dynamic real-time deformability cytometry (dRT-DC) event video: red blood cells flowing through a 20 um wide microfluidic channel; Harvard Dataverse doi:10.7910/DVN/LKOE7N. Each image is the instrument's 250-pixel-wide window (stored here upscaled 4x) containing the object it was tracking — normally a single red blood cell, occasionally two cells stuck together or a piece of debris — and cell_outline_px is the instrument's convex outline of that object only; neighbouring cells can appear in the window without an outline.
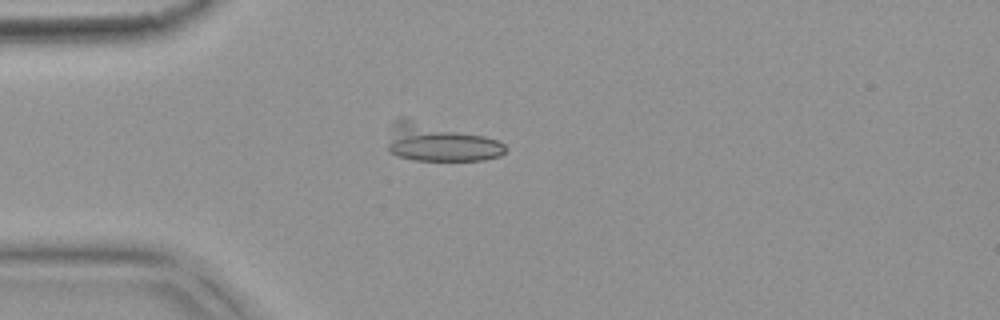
{"species": "common noctule bat (a hibernating species)", "species_latin": "Nyctalus noctula", "temperature_condition": "warm", "stored_images_in_passage": 5, "camera_frame_rate_fps": 3000, "um_per_image_px": 0.085, "animal": {"sex": "female", "body_mass_g": 18.4}, "frame": {"image": 1, "passage_image": 2, "time_ms": 0.333, "image_size_px": [1000, 320], "cell_outline_px": [[508, 148], [500, 156], [484, 160], [416, 160], [396, 156], [388, 152], [388, 144], [392, 124], [400, 116], [404, 116], [484, 136], [496, 140], [504, 144]], "centroid_in_image_um": [37.35, 12.1], "position_along_channel_um": 47.7, "area_um2": 26.01}}